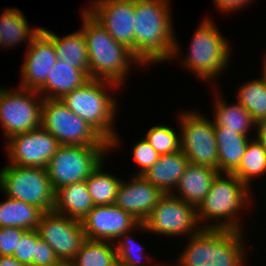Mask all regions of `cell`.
<instances>
[{"label":"cell","instance_id":"cell-12","mask_svg":"<svg viewBox=\"0 0 266 266\" xmlns=\"http://www.w3.org/2000/svg\"><path fill=\"white\" fill-rule=\"evenodd\" d=\"M146 230L164 236L196 234L198 226L196 208L172 193L164 194L144 222Z\"/></svg>","mask_w":266,"mask_h":266},{"label":"cell","instance_id":"cell-6","mask_svg":"<svg viewBox=\"0 0 266 266\" xmlns=\"http://www.w3.org/2000/svg\"><path fill=\"white\" fill-rule=\"evenodd\" d=\"M209 18L203 20L194 32L190 53L183 64L199 78L210 81L219 75L230 59V45Z\"/></svg>","mask_w":266,"mask_h":266},{"label":"cell","instance_id":"cell-10","mask_svg":"<svg viewBox=\"0 0 266 266\" xmlns=\"http://www.w3.org/2000/svg\"><path fill=\"white\" fill-rule=\"evenodd\" d=\"M32 89L0 90V123L6 139L41 127L43 98ZM34 97V98H33ZM36 98V99H35Z\"/></svg>","mask_w":266,"mask_h":266},{"label":"cell","instance_id":"cell-28","mask_svg":"<svg viewBox=\"0 0 266 266\" xmlns=\"http://www.w3.org/2000/svg\"><path fill=\"white\" fill-rule=\"evenodd\" d=\"M215 102L214 126H222L225 127V130H232L246 136H248L247 131L250 127L257 128L253 117L239 102L230 106L222 98H216Z\"/></svg>","mask_w":266,"mask_h":266},{"label":"cell","instance_id":"cell-19","mask_svg":"<svg viewBox=\"0 0 266 266\" xmlns=\"http://www.w3.org/2000/svg\"><path fill=\"white\" fill-rule=\"evenodd\" d=\"M89 80V74L84 69L72 67V64L57 59L46 81L36 91L39 96H43V99H60L64 94L80 88Z\"/></svg>","mask_w":266,"mask_h":266},{"label":"cell","instance_id":"cell-30","mask_svg":"<svg viewBox=\"0 0 266 266\" xmlns=\"http://www.w3.org/2000/svg\"><path fill=\"white\" fill-rule=\"evenodd\" d=\"M102 164L101 162L85 180L94 206L114 204L122 181L114 175L104 172Z\"/></svg>","mask_w":266,"mask_h":266},{"label":"cell","instance_id":"cell-18","mask_svg":"<svg viewBox=\"0 0 266 266\" xmlns=\"http://www.w3.org/2000/svg\"><path fill=\"white\" fill-rule=\"evenodd\" d=\"M21 75V88L37 90L47 79L50 69L57 61L52 39L41 29L27 46Z\"/></svg>","mask_w":266,"mask_h":266},{"label":"cell","instance_id":"cell-8","mask_svg":"<svg viewBox=\"0 0 266 266\" xmlns=\"http://www.w3.org/2000/svg\"><path fill=\"white\" fill-rule=\"evenodd\" d=\"M110 146L60 145L46 170L54 191L86 180L103 162Z\"/></svg>","mask_w":266,"mask_h":266},{"label":"cell","instance_id":"cell-35","mask_svg":"<svg viewBox=\"0 0 266 266\" xmlns=\"http://www.w3.org/2000/svg\"><path fill=\"white\" fill-rule=\"evenodd\" d=\"M132 156L135 162L140 166L137 175L145 173L154 163L159 160L160 155L150 146L146 139L136 143L132 148Z\"/></svg>","mask_w":266,"mask_h":266},{"label":"cell","instance_id":"cell-33","mask_svg":"<svg viewBox=\"0 0 266 266\" xmlns=\"http://www.w3.org/2000/svg\"><path fill=\"white\" fill-rule=\"evenodd\" d=\"M128 233L129 232H126L119 237L118 241L123 238L119 243H114L117 252L118 266H145L140 263V256L142 257L143 248L141 246L138 247V245L135 247L137 242H135L136 240Z\"/></svg>","mask_w":266,"mask_h":266},{"label":"cell","instance_id":"cell-3","mask_svg":"<svg viewBox=\"0 0 266 266\" xmlns=\"http://www.w3.org/2000/svg\"><path fill=\"white\" fill-rule=\"evenodd\" d=\"M241 230L201 228L189 235L178 266H243L245 254Z\"/></svg>","mask_w":266,"mask_h":266},{"label":"cell","instance_id":"cell-26","mask_svg":"<svg viewBox=\"0 0 266 266\" xmlns=\"http://www.w3.org/2000/svg\"><path fill=\"white\" fill-rule=\"evenodd\" d=\"M41 29V27L30 29L23 12L17 7L7 9L0 17L1 47L7 46L8 48L21 41H28L29 45Z\"/></svg>","mask_w":266,"mask_h":266},{"label":"cell","instance_id":"cell-4","mask_svg":"<svg viewBox=\"0 0 266 266\" xmlns=\"http://www.w3.org/2000/svg\"><path fill=\"white\" fill-rule=\"evenodd\" d=\"M117 86L113 82L90 79L80 88H76L60 98L66 107L85 120L110 143V149L118 145V137L114 133V126H112L117 106L115 100L106 91L111 87L116 89ZM105 87L109 88L106 90Z\"/></svg>","mask_w":266,"mask_h":266},{"label":"cell","instance_id":"cell-20","mask_svg":"<svg viewBox=\"0 0 266 266\" xmlns=\"http://www.w3.org/2000/svg\"><path fill=\"white\" fill-rule=\"evenodd\" d=\"M189 160L182 150L172 154L160 155L159 160L154 163L142 175L164 194L173 193Z\"/></svg>","mask_w":266,"mask_h":266},{"label":"cell","instance_id":"cell-40","mask_svg":"<svg viewBox=\"0 0 266 266\" xmlns=\"http://www.w3.org/2000/svg\"><path fill=\"white\" fill-rule=\"evenodd\" d=\"M0 266H26L16 260L14 256H0Z\"/></svg>","mask_w":266,"mask_h":266},{"label":"cell","instance_id":"cell-42","mask_svg":"<svg viewBox=\"0 0 266 266\" xmlns=\"http://www.w3.org/2000/svg\"><path fill=\"white\" fill-rule=\"evenodd\" d=\"M265 64H264V69H263V76H261L262 81L264 82L265 86H266V60H264Z\"/></svg>","mask_w":266,"mask_h":266},{"label":"cell","instance_id":"cell-41","mask_svg":"<svg viewBox=\"0 0 266 266\" xmlns=\"http://www.w3.org/2000/svg\"><path fill=\"white\" fill-rule=\"evenodd\" d=\"M44 266H70V263L69 262H66V261L59 260L56 263H53L51 265H44Z\"/></svg>","mask_w":266,"mask_h":266},{"label":"cell","instance_id":"cell-13","mask_svg":"<svg viewBox=\"0 0 266 266\" xmlns=\"http://www.w3.org/2000/svg\"><path fill=\"white\" fill-rule=\"evenodd\" d=\"M61 261L71 262L86 239L81 221L54 211L45 212L36 229Z\"/></svg>","mask_w":266,"mask_h":266},{"label":"cell","instance_id":"cell-38","mask_svg":"<svg viewBox=\"0 0 266 266\" xmlns=\"http://www.w3.org/2000/svg\"><path fill=\"white\" fill-rule=\"evenodd\" d=\"M213 2L223 13V11L231 12L236 9L239 10V8L241 9L243 6H246L245 4H248L251 0H213Z\"/></svg>","mask_w":266,"mask_h":266},{"label":"cell","instance_id":"cell-32","mask_svg":"<svg viewBox=\"0 0 266 266\" xmlns=\"http://www.w3.org/2000/svg\"><path fill=\"white\" fill-rule=\"evenodd\" d=\"M145 139L159 155L172 154L181 150L180 136L169 126L151 127Z\"/></svg>","mask_w":266,"mask_h":266},{"label":"cell","instance_id":"cell-11","mask_svg":"<svg viewBox=\"0 0 266 266\" xmlns=\"http://www.w3.org/2000/svg\"><path fill=\"white\" fill-rule=\"evenodd\" d=\"M180 144L189 164L212 167L219 172L217 141L213 120L196 112L181 113Z\"/></svg>","mask_w":266,"mask_h":266},{"label":"cell","instance_id":"cell-1","mask_svg":"<svg viewBox=\"0 0 266 266\" xmlns=\"http://www.w3.org/2000/svg\"><path fill=\"white\" fill-rule=\"evenodd\" d=\"M169 3V0H135L134 56L143 66L178 55Z\"/></svg>","mask_w":266,"mask_h":266},{"label":"cell","instance_id":"cell-16","mask_svg":"<svg viewBox=\"0 0 266 266\" xmlns=\"http://www.w3.org/2000/svg\"><path fill=\"white\" fill-rule=\"evenodd\" d=\"M92 8H85L117 41L134 54L135 0H93Z\"/></svg>","mask_w":266,"mask_h":266},{"label":"cell","instance_id":"cell-25","mask_svg":"<svg viewBox=\"0 0 266 266\" xmlns=\"http://www.w3.org/2000/svg\"><path fill=\"white\" fill-rule=\"evenodd\" d=\"M45 212L35 205L7 197L0 203V227L37 229Z\"/></svg>","mask_w":266,"mask_h":266},{"label":"cell","instance_id":"cell-14","mask_svg":"<svg viewBox=\"0 0 266 266\" xmlns=\"http://www.w3.org/2000/svg\"><path fill=\"white\" fill-rule=\"evenodd\" d=\"M6 142L10 163L22 167L46 168L60 147L57 139L42 127L12 136Z\"/></svg>","mask_w":266,"mask_h":266},{"label":"cell","instance_id":"cell-9","mask_svg":"<svg viewBox=\"0 0 266 266\" xmlns=\"http://www.w3.org/2000/svg\"><path fill=\"white\" fill-rule=\"evenodd\" d=\"M41 127L60 145L110 146L85 120L74 114L60 99H44Z\"/></svg>","mask_w":266,"mask_h":266},{"label":"cell","instance_id":"cell-2","mask_svg":"<svg viewBox=\"0 0 266 266\" xmlns=\"http://www.w3.org/2000/svg\"><path fill=\"white\" fill-rule=\"evenodd\" d=\"M81 31L87 41L90 79L113 82L121 87L131 61L142 64L126 45L117 42L85 9Z\"/></svg>","mask_w":266,"mask_h":266},{"label":"cell","instance_id":"cell-27","mask_svg":"<svg viewBox=\"0 0 266 266\" xmlns=\"http://www.w3.org/2000/svg\"><path fill=\"white\" fill-rule=\"evenodd\" d=\"M70 266H118L115 244L86 238Z\"/></svg>","mask_w":266,"mask_h":266},{"label":"cell","instance_id":"cell-15","mask_svg":"<svg viewBox=\"0 0 266 266\" xmlns=\"http://www.w3.org/2000/svg\"><path fill=\"white\" fill-rule=\"evenodd\" d=\"M81 224L87 239L113 243L122 234L130 232L133 228L146 230L144 223H140L115 204L94 206L81 220Z\"/></svg>","mask_w":266,"mask_h":266},{"label":"cell","instance_id":"cell-36","mask_svg":"<svg viewBox=\"0 0 266 266\" xmlns=\"http://www.w3.org/2000/svg\"><path fill=\"white\" fill-rule=\"evenodd\" d=\"M25 231L18 227H0V256H12Z\"/></svg>","mask_w":266,"mask_h":266},{"label":"cell","instance_id":"cell-39","mask_svg":"<svg viewBox=\"0 0 266 266\" xmlns=\"http://www.w3.org/2000/svg\"><path fill=\"white\" fill-rule=\"evenodd\" d=\"M257 138L266 146V118L257 124Z\"/></svg>","mask_w":266,"mask_h":266},{"label":"cell","instance_id":"cell-17","mask_svg":"<svg viewBox=\"0 0 266 266\" xmlns=\"http://www.w3.org/2000/svg\"><path fill=\"white\" fill-rule=\"evenodd\" d=\"M129 181H121L114 204L144 223L164 193L143 175L135 174Z\"/></svg>","mask_w":266,"mask_h":266},{"label":"cell","instance_id":"cell-5","mask_svg":"<svg viewBox=\"0 0 266 266\" xmlns=\"http://www.w3.org/2000/svg\"><path fill=\"white\" fill-rule=\"evenodd\" d=\"M221 174L218 173L213 179L209 192L196 208V218L198 224L207 218V220L212 218L211 220L219 221V223L206 224L203 228L240 231L239 214L236 213H239L243 206L248 204L250 188L232 173H225L227 177H222L224 175Z\"/></svg>","mask_w":266,"mask_h":266},{"label":"cell","instance_id":"cell-24","mask_svg":"<svg viewBox=\"0 0 266 266\" xmlns=\"http://www.w3.org/2000/svg\"><path fill=\"white\" fill-rule=\"evenodd\" d=\"M42 30L52 39L58 59L72 64V67L84 69L89 74L87 41L81 30L62 38L46 28H42Z\"/></svg>","mask_w":266,"mask_h":266},{"label":"cell","instance_id":"cell-23","mask_svg":"<svg viewBox=\"0 0 266 266\" xmlns=\"http://www.w3.org/2000/svg\"><path fill=\"white\" fill-rule=\"evenodd\" d=\"M219 173H232L240 164L242 157L250 142L249 137L235 133L232 130H225V127L214 126Z\"/></svg>","mask_w":266,"mask_h":266},{"label":"cell","instance_id":"cell-21","mask_svg":"<svg viewBox=\"0 0 266 266\" xmlns=\"http://www.w3.org/2000/svg\"><path fill=\"white\" fill-rule=\"evenodd\" d=\"M218 173V170L209 166L188 164L176 187L180 196L172 194L197 208Z\"/></svg>","mask_w":266,"mask_h":266},{"label":"cell","instance_id":"cell-34","mask_svg":"<svg viewBox=\"0 0 266 266\" xmlns=\"http://www.w3.org/2000/svg\"><path fill=\"white\" fill-rule=\"evenodd\" d=\"M40 238L36 229L26 230L12 256L26 266H36V241Z\"/></svg>","mask_w":266,"mask_h":266},{"label":"cell","instance_id":"cell-31","mask_svg":"<svg viewBox=\"0 0 266 266\" xmlns=\"http://www.w3.org/2000/svg\"><path fill=\"white\" fill-rule=\"evenodd\" d=\"M239 102L258 124L266 118V86L261 78L241 85L237 91Z\"/></svg>","mask_w":266,"mask_h":266},{"label":"cell","instance_id":"cell-29","mask_svg":"<svg viewBox=\"0 0 266 266\" xmlns=\"http://www.w3.org/2000/svg\"><path fill=\"white\" fill-rule=\"evenodd\" d=\"M266 172V146L257 137L250 139L238 167L232 172L248 188L252 178Z\"/></svg>","mask_w":266,"mask_h":266},{"label":"cell","instance_id":"cell-22","mask_svg":"<svg viewBox=\"0 0 266 266\" xmlns=\"http://www.w3.org/2000/svg\"><path fill=\"white\" fill-rule=\"evenodd\" d=\"M94 207L86 181L60 187L55 191L54 212L81 221Z\"/></svg>","mask_w":266,"mask_h":266},{"label":"cell","instance_id":"cell-7","mask_svg":"<svg viewBox=\"0 0 266 266\" xmlns=\"http://www.w3.org/2000/svg\"><path fill=\"white\" fill-rule=\"evenodd\" d=\"M0 188L6 197L35 205L44 212L54 210L55 191L46 168L8 164L0 170Z\"/></svg>","mask_w":266,"mask_h":266},{"label":"cell","instance_id":"cell-37","mask_svg":"<svg viewBox=\"0 0 266 266\" xmlns=\"http://www.w3.org/2000/svg\"><path fill=\"white\" fill-rule=\"evenodd\" d=\"M53 249L41 238L36 241V266L51 265L58 262Z\"/></svg>","mask_w":266,"mask_h":266}]
</instances>
